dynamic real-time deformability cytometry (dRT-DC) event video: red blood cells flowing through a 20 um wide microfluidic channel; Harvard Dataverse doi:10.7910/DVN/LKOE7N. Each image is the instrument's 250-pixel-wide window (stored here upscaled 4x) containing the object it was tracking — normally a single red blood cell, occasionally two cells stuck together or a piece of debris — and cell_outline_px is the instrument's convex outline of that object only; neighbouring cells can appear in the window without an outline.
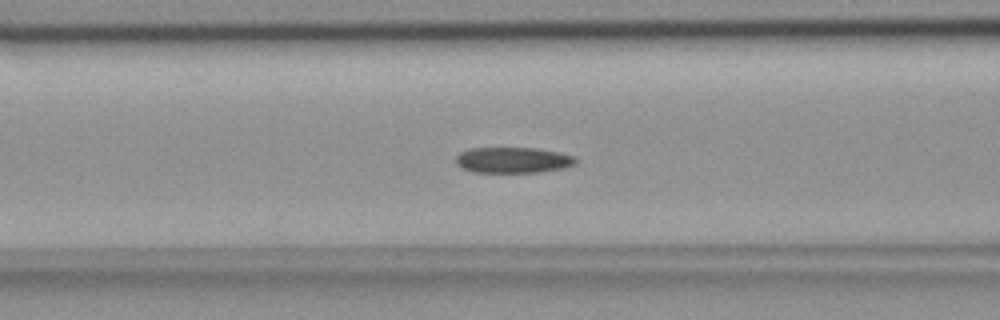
{"species": "common noctule bat (a hibernating species)", "species_latin": "Nyctalus noctula", "temperature_condition": "room temperature", "stored_images_in_passage": 55, "camera_frame_rate_fps": 3000, "um_per_image_px": 0.085, "animal": {"sex": "female", "body_mass_g": 18.4}, "frame": {"image": 1, "passage_image": 22, "time_ms": 7.0, "image_size_px": [1000, 320], "cell_outline_px": [[576, 164], [564, 168], [540, 172], [472, 172], [456, 164], [456, 156], [460, 152], [468, 148], [536, 148], [560, 152], [576, 156]], "centroid_in_image_um": [43.63, 13.6], "position_along_channel_um": 123.0, "area_um2": 18.15}}
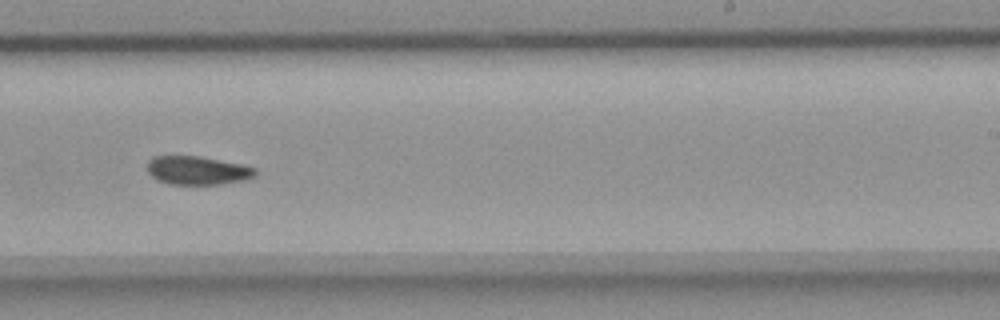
{"frame": {"image": 2, "passage_image": 34, "time_ms": 11.0, "image_size_px": [1000, 320], "cell_outline_px": [[256, 176], [244, 180], [220, 184], [168, 184], [156, 180], [148, 172], [148, 160], [152, 156], [200, 156], [240, 164], [256, 168]], "centroid_in_image_um": [16.76, 14.49], "position_along_channel_um": 272.2, "area_um2": 17.98}}
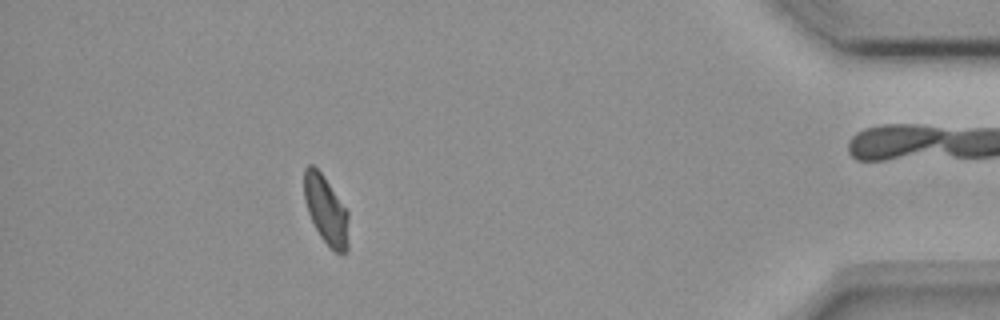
{"frame": {"image": 3, "passage_image": 49, "time_ms": 16.0, "image_size_px": [1000, 320], "cell_outline_px": [[348, 248], [344, 252], [336, 252], [320, 236], [308, 212], [304, 196], [304, 168], [308, 164], [312, 164], [324, 176], [348, 212]], "centroid_in_image_um": [27.7, 17.82], "position_along_channel_um": 407.5, "area_um2": 17.4}, "authors_computed_cell_mechanics": {"area_um2": 18.785, "velocity_mm_per_s": 3.7466, "shape_relaxation_time_tau1_ms": null, "shape_relaxation_time_tau2_ms": 5.9177, "deformation_change_tau1": null, "deformation_change_tau2": 0.1021}}